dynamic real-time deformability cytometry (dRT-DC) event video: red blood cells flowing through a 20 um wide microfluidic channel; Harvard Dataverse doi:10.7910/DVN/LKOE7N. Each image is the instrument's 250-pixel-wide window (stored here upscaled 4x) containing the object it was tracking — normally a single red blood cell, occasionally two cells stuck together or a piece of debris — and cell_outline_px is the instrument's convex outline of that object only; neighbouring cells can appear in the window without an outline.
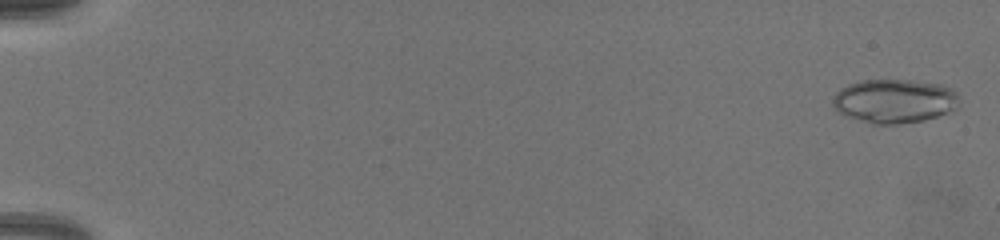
{"species": "common noctule bat (a hibernating species)", "species_latin": "Nyctalus noctula", "temperature_condition": "warm", "stored_images_in_passage": 68, "camera_frame_rate_fps": 3000, "um_per_image_px": 0.085, "animal": {"sex": "female", "body_mass_g": 19.5, "forearm_length_mm": 54.1}, "frame": {"image": 1, "passage_image": 2, "time_ms": 0.333, "image_size_px": [1000, 240], "cell_outline_px": [[956, 108], [948, 112], [924, 120], [896, 124], [872, 124], [848, 116], [832, 108], [832, 100], [836, 92], [840, 88], [848, 84], [860, 80], [912, 80], [940, 84], [952, 88], [956, 92]], "centroid_in_image_um": [75.98, 8.58], "position_along_channel_um": 9.0, "area_um2": 32.25}}
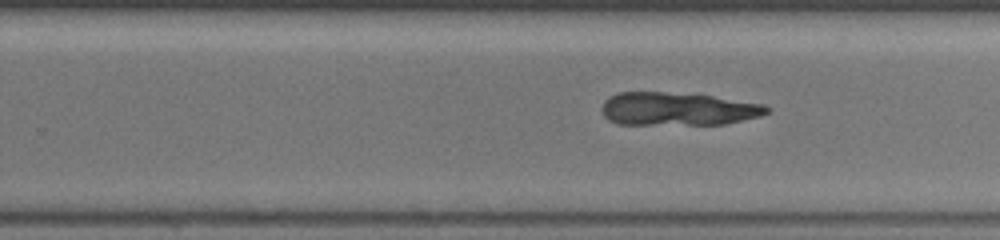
{"frame": {"image": 2, "passage_image": 45, "time_ms": 14.667, "image_size_px": [1000, 240], "cell_outline_px": [[768, 112], [760, 116], [724, 124], [616, 124], [608, 120], [604, 116], [604, 100], [608, 96], [620, 92], [664, 92], [712, 96], [764, 104], [768, 108]], "centroid_in_image_um": [57.59, 9.26], "position_along_channel_um": 272.2, "area_um2": 31.56}}
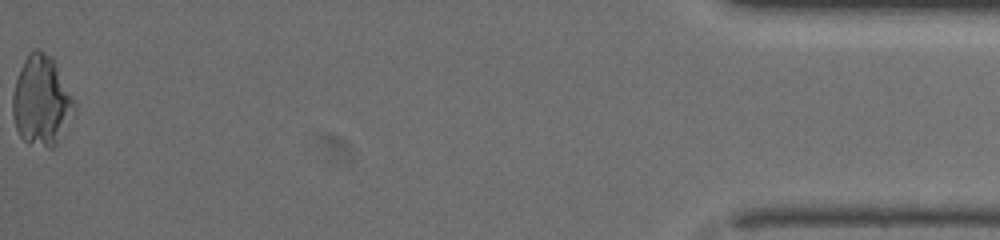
{"frame": {"image": 3, "passage_image": 68, "time_ms": 22.333, "image_size_px": [1000, 240], "cell_outline_px": [[76, 112], [56, 144], [52, 148], [48, 148], [28, 144], [20, 136], [16, 128], [12, 116], [12, 96], [16, 80], [20, 68], [28, 52], [32, 48], [40, 48], [52, 56], [76, 104]], "centroid_in_image_um": [3.52, 8.56], "position_along_channel_um": 431.7, "area_um2": 32.77}}